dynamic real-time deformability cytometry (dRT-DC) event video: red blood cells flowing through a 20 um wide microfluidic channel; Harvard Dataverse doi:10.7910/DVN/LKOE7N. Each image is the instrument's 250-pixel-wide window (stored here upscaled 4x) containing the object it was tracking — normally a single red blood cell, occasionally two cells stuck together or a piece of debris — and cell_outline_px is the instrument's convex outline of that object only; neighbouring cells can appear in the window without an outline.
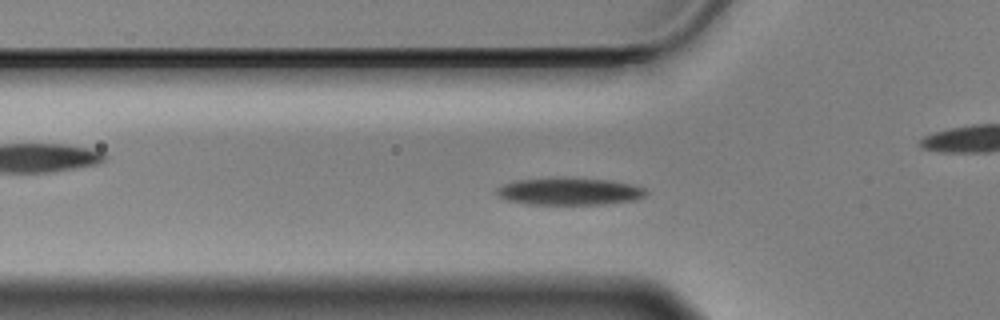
{"species": "Egyptian fruit bat (a non-hibernating species)", "species_latin": "Rousettus aegyptiacus", "temperature_condition": "cold", "stored_images_in_passage": 56, "camera_frame_rate_fps": 3000, "um_per_image_px": 0.085, "animal": {"sex": "male"}, "frame": {"image": 1, "passage_image": 16, "time_ms": 5.0, "image_size_px": [1000, 320], "cell_outline_px": [[648, 192], [644, 196], [636, 200], [604, 204], [528, 204], [508, 200], [492, 192], [496, 188], [504, 184], [516, 180], [552, 176], [564, 176], [612, 180], [632, 184], [644, 188]], "centroid_in_image_um": [48.38, 16.23], "position_along_channel_um": 77.4, "area_um2": 24.39}}
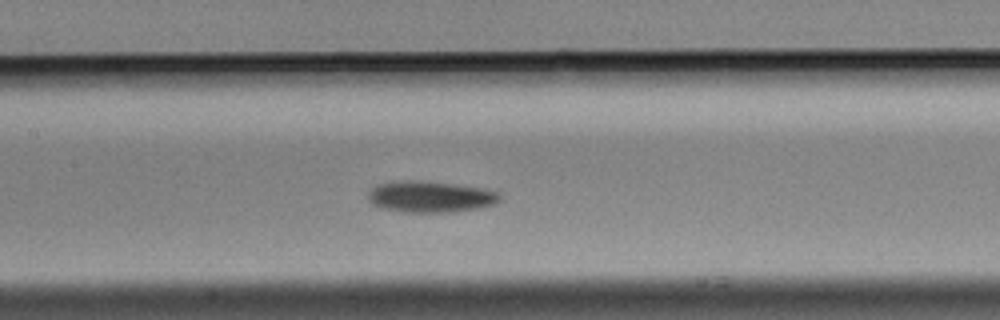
{"frame": {"image": 2, "passage_image": 24, "time_ms": 7.667, "image_size_px": [1000, 320], "cell_outline_px": [[500, 200], [496, 204], [480, 208], [452, 212], [404, 212], [380, 208], [372, 204], [368, 200], [368, 192], [376, 184], [400, 180], [420, 180], [456, 184], [484, 188], [500, 192]], "centroid_in_image_um": [36.58, 16.71], "position_along_channel_um": 170.8, "area_um2": 24.45}}
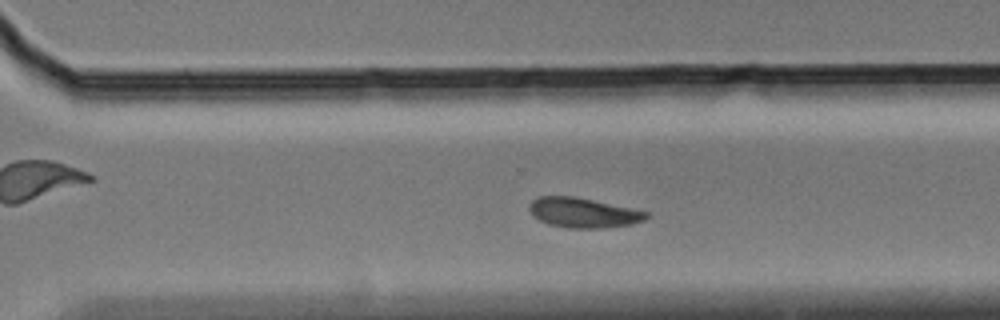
{"frame": {"image": 3, "passage_image": 37, "time_ms": 12.0, "image_size_px": [1000, 320], "cell_outline_px": [[648, 216], [644, 220], [632, 224], [604, 228], [568, 228], [548, 224], [532, 216], [528, 208], [528, 204], [532, 200], [540, 196], [572, 196], [632, 208], [648, 212]], "centroid_in_image_um": [49.54, 18.08], "position_along_channel_um": 321.1, "area_um2": 20.35}, "authors_computed_cell_mechanics": {"area_um2": 22.3108, "velocity_mm_per_s": 3.4765, "shape_relaxation_time_tau1_ms": 2.9565, "shape_relaxation_time_tau2_ms": null, "deformation_change_tau1": 0.0845, "deformation_change_tau2": null}}